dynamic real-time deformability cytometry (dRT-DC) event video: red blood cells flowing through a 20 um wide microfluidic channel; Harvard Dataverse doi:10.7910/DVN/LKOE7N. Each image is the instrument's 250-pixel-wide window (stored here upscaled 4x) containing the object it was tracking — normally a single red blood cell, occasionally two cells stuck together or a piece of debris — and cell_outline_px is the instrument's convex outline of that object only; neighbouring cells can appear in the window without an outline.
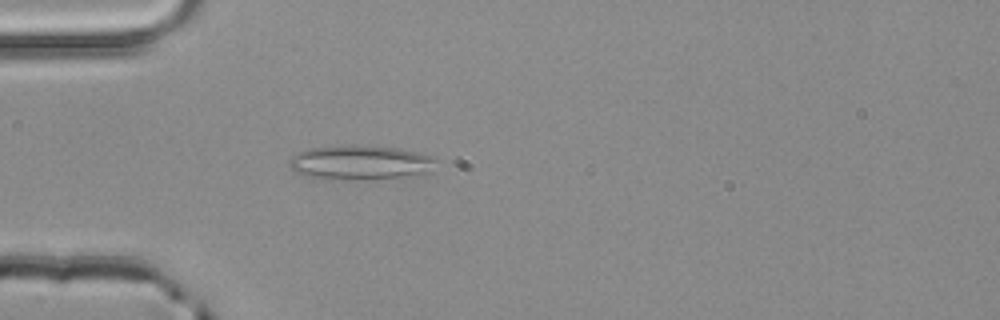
{"species": "common noctule bat (a hibernating species)", "species_latin": "Nyctalus noctula", "temperature_condition": "room temperature", "stored_images_in_passage": 3, "camera_frame_rate_fps": 3000, "um_per_image_px": 0.085, "animal": {"sex": "male", "body_mass_g": 20.4}, "frame": {"image": 1, "passage_image": 3, "time_ms": 0.667, "image_size_px": [1000, 320], "cell_outline_px": [[440, 160], [432, 172], [412, 176], [372, 180], [320, 180], [296, 172], [288, 168], [288, 160], [292, 156], [308, 148], [352, 144], [396, 148], [436, 156]], "centroid_in_image_um": [30.67, 13.84], "position_along_channel_um": 54.3, "area_um2": 30.69}}